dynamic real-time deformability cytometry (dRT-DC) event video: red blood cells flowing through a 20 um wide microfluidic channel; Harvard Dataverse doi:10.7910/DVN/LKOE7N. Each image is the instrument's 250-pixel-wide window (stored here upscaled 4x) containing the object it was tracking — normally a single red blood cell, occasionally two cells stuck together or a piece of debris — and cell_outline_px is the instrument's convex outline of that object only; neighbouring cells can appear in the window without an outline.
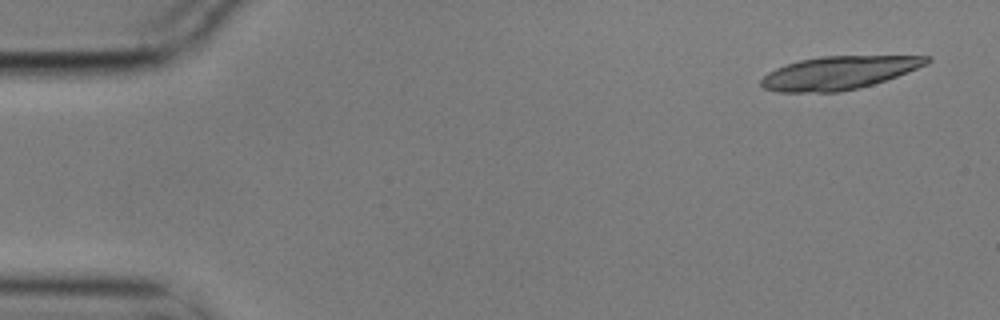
{"species": "common noctule bat (a hibernating species)", "species_latin": "Nyctalus noctula", "temperature_condition": "cold", "stored_images_in_passage": 6, "camera_frame_rate_fps": 3000, "um_per_image_px": 0.085, "animal": {"sex": "male", "body_mass_g": 17.9}, "frame": {"image": 1, "passage_image": 1, "time_ms": 0.0, "image_size_px": [1000, 320], "cell_outline_px": [[932, 60], [928, 64], [908, 72], [860, 88], [840, 92], [776, 92], [764, 88], [760, 84], [760, 80], [768, 72], [776, 68], [800, 60], [820, 56], [932, 56]], "centroid_in_image_um": [71.3, 6.19], "position_along_channel_um": 13.7, "area_um2": 31.96}}
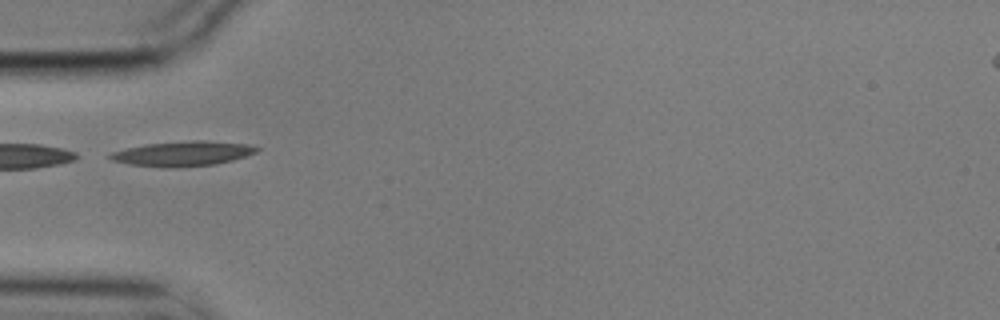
{"frame": {"image": 2, "passage_image": 5, "time_ms": 1.333, "image_size_px": [1000, 320], "cell_outline_px": [[260, 148], [256, 152], [248, 156], [216, 164], [128, 164], [112, 160], [108, 156], [112, 152], [124, 148], [144, 144], [192, 140], [204, 140], [248, 144]], "centroid_in_image_um": [15.6, 12.99], "position_along_channel_um": 69.4, "area_um2": 20.06}}